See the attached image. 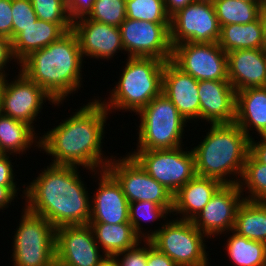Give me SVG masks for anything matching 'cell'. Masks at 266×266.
<instances>
[{
	"instance_id": "1",
	"label": "cell",
	"mask_w": 266,
	"mask_h": 266,
	"mask_svg": "<svg viewBox=\"0 0 266 266\" xmlns=\"http://www.w3.org/2000/svg\"><path fill=\"white\" fill-rule=\"evenodd\" d=\"M91 101L40 137L39 149L52 156L50 164L82 166L93 173L106 170L112 158L103 156L102 139L110 113L99 97Z\"/></svg>"
},
{
	"instance_id": "2",
	"label": "cell",
	"mask_w": 266,
	"mask_h": 266,
	"mask_svg": "<svg viewBox=\"0 0 266 266\" xmlns=\"http://www.w3.org/2000/svg\"><path fill=\"white\" fill-rule=\"evenodd\" d=\"M46 168L24 188L25 207L56 229L89 224L91 197L78 167L50 164Z\"/></svg>"
},
{
	"instance_id": "3",
	"label": "cell",
	"mask_w": 266,
	"mask_h": 266,
	"mask_svg": "<svg viewBox=\"0 0 266 266\" xmlns=\"http://www.w3.org/2000/svg\"><path fill=\"white\" fill-rule=\"evenodd\" d=\"M83 55L77 36L70 30L47 47L34 51L20 63L26 77L43 88L56 102L80 89Z\"/></svg>"
},
{
	"instance_id": "4",
	"label": "cell",
	"mask_w": 266,
	"mask_h": 266,
	"mask_svg": "<svg viewBox=\"0 0 266 266\" xmlns=\"http://www.w3.org/2000/svg\"><path fill=\"white\" fill-rule=\"evenodd\" d=\"M208 130L200 144L192 149L196 175L222 184H238L249 153L250 138L236 123L211 124Z\"/></svg>"
},
{
	"instance_id": "5",
	"label": "cell",
	"mask_w": 266,
	"mask_h": 266,
	"mask_svg": "<svg viewBox=\"0 0 266 266\" xmlns=\"http://www.w3.org/2000/svg\"><path fill=\"white\" fill-rule=\"evenodd\" d=\"M123 73L110 97L100 100L108 112L119 110L138 113L162 93V76L166 61L154 57H127ZM112 109V110H111Z\"/></svg>"
},
{
	"instance_id": "6",
	"label": "cell",
	"mask_w": 266,
	"mask_h": 266,
	"mask_svg": "<svg viewBox=\"0 0 266 266\" xmlns=\"http://www.w3.org/2000/svg\"><path fill=\"white\" fill-rule=\"evenodd\" d=\"M136 115H139L141 122L138 126L136 150H163L184 146L182 138L187 122L164 94L152 99Z\"/></svg>"
},
{
	"instance_id": "7",
	"label": "cell",
	"mask_w": 266,
	"mask_h": 266,
	"mask_svg": "<svg viewBox=\"0 0 266 266\" xmlns=\"http://www.w3.org/2000/svg\"><path fill=\"white\" fill-rule=\"evenodd\" d=\"M13 237V266H55L56 228L26 207Z\"/></svg>"
},
{
	"instance_id": "8",
	"label": "cell",
	"mask_w": 266,
	"mask_h": 266,
	"mask_svg": "<svg viewBox=\"0 0 266 266\" xmlns=\"http://www.w3.org/2000/svg\"><path fill=\"white\" fill-rule=\"evenodd\" d=\"M167 220L156 230L145 232V240L166 254L178 266H209L205 235L191 220ZM169 221V222H168Z\"/></svg>"
},
{
	"instance_id": "9",
	"label": "cell",
	"mask_w": 266,
	"mask_h": 266,
	"mask_svg": "<svg viewBox=\"0 0 266 266\" xmlns=\"http://www.w3.org/2000/svg\"><path fill=\"white\" fill-rule=\"evenodd\" d=\"M181 147L163 150H135L128 153L158 183L173 195L195 175V157Z\"/></svg>"
},
{
	"instance_id": "10",
	"label": "cell",
	"mask_w": 266,
	"mask_h": 266,
	"mask_svg": "<svg viewBox=\"0 0 266 266\" xmlns=\"http://www.w3.org/2000/svg\"><path fill=\"white\" fill-rule=\"evenodd\" d=\"M110 157L106 170L121 185L129 203L147 200L159 206H173V194L152 178L132 156L126 154L118 160Z\"/></svg>"
},
{
	"instance_id": "11",
	"label": "cell",
	"mask_w": 266,
	"mask_h": 266,
	"mask_svg": "<svg viewBox=\"0 0 266 266\" xmlns=\"http://www.w3.org/2000/svg\"><path fill=\"white\" fill-rule=\"evenodd\" d=\"M220 26L211 0H196L170 17L172 47L184 42H218Z\"/></svg>"
},
{
	"instance_id": "12",
	"label": "cell",
	"mask_w": 266,
	"mask_h": 266,
	"mask_svg": "<svg viewBox=\"0 0 266 266\" xmlns=\"http://www.w3.org/2000/svg\"><path fill=\"white\" fill-rule=\"evenodd\" d=\"M171 61L198 81L228 80L227 53L217 42L174 45Z\"/></svg>"
},
{
	"instance_id": "13",
	"label": "cell",
	"mask_w": 266,
	"mask_h": 266,
	"mask_svg": "<svg viewBox=\"0 0 266 266\" xmlns=\"http://www.w3.org/2000/svg\"><path fill=\"white\" fill-rule=\"evenodd\" d=\"M15 80L0 79L2 85V114L13 119L27 123L34 127L36 117L43 109L44 102L50 101L54 106L56 102L43 88L26 77L21 71ZM45 100V101H44Z\"/></svg>"
},
{
	"instance_id": "14",
	"label": "cell",
	"mask_w": 266,
	"mask_h": 266,
	"mask_svg": "<svg viewBox=\"0 0 266 266\" xmlns=\"http://www.w3.org/2000/svg\"><path fill=\"white\" fill-rule=\"evenodd\" d=\"M122 44L128 57L172 58L170 23H153L126 18L120 25Z\"/></svg>"
},
{
	"instance_id": "15",
	"label": "cell",
	"mask_w": 266,
	"mask_h": 266,
	"mask_svg": "<svg viewBox=\"0 0 266 266\" xmlns=\"http://www.w3.org/2000/svg\"><path fill=\"white\" fill-rule=\"evenodd\" d=\"M55 249L57 266H100L107 257L100 254L89 224L57 228Z\"/></svg>"
},
{
	"instance_id": "16",
	"label": "cell",
	"mask_w": 266,
	"mask_h": 266,
	"mask_svg": "<svg viewBox=\"0 0 266 266\" xmlns=\"http://www.w3.org/2000/svg\"><path fill=\"white\" fill-rule=\"evenodd\" d=\"M243 200L239 184H223L192 222L207 239L226 234L233 230L236 212Z\"/></svg>"
},
{
	"instance_id": "17",
	"label": "cell",
	"mask_w": 266,
	"mask_h": 266,
	"mask_svg": "<svg viewBox=\"0 0 266 266\" xmlns=\"http://www.w3.org/2000/svg\"><path fill=\"white\" fill-rule=\"evenodd\" d=\"M72 31L77 36L83 58L110 60L124 50L119 27L82 17L72 22Z\"/></svg>"
},
{
	"instance_id": "18",
	"label": "cell",
	"mask_w": 266,
	"mask_h": 266,
	"mask_svg": "<svg viewBox=\"0 0 266 266\" xmlns=\"http://www.w3.org/2000/svg\"><path fill=\"white\" fill-rule=\"evenodd\" d=\"M95 174H98L96 180L99 181L94 196H91L89 223H130L129 202L121 185L107 170L97 171L94 176Z\"/></svg>"
},
{
	"instance_id": "19",
	"label": "cell",
	"mask_w": 266,
	"mask_h": 266,
	"mask_svg": "<svg viewBox=\"0 0 266 266\" xmlns=\"http://www.w3.org/2000/svg\"><path fill=\"white\" fill-rule=\"evenodd\" d=\"M162 94L175 105L186 122L200 119L198 80L183 72L171 60L164 64Z\"/></svg>"
},
{
	"instance_id": "20",
	"label": "cell",
	"mask_w": 266,
	"mask_h": 266,
	"mask_svg": "<svg viewBox=\"0 0 266 266\" xmlns=\"http://www.w3.org/2000/svg\"><path fill=\"white\" fill-rule=\"evenodd\" d=\"M200 119L211 124L235 121L236 91L229 80L198 81Z\"/></svg>"
},
{
	"instance_id": "21",
	"label": "cell",
	"mask_w": 266,
	"mask_h": 266,
	"mask_svg": "<svg viewBox=\"0 0 266 266\" xmlns=\"http://www.w3.org/2000/svg\"><path fill=\"white\" fill-rule=\"evenodd\" d=\"M228 80L236 92L266 87V52L239 49L227 53Z\"/></svg>"
},
{
	"instance_id": "22",
	"label": "cell",
	"mask_w": 266,
	"mask_h": 266,
	"mask_svg": "<svg viewBox=\"0 0 266 266\" xmlns=\"http://www.w3.org/2000/svg\"><path fill=\"white\" fill-rule=\"evenodd\" d=\"M222 185L218 180L195 175L173 195L172 214L192 221Z\"/></svg>"
},
{
	"instance_id": "23",
	"label": "cell",
	"mask_w": 266,
	"mask_h": 266,
	"mask_svg": "<svg viewBox=\"0 0 266 266\" xmlns=\"http://www.w3.org/2000/svg\"><path fill=\"white\" fill-rule=\"evenodd\" d=\"M249 137L251 128L266 136V87L248 88L236 92L235 121ZM251 134V136H250Z\"/></svg>"
},
{
	"instance_id": "24",
	"label": "cell",
	"mask_w": 266,
	"mask_h": 266,
	"mask_svg": "<svg viewBox=\"0 0 266 266\" xmlns=\"http://www.w3.org/2000/svg\"><path fill=\"white\" fill-rule=\"evenodd\" d=\"M70 30H72V23H50L40 19L23 28V31L12 41L13 55L18 66L29 54L47 47Z\"/></svg>"
},
{
	"instance_id": "25",
	"label": "cell",
	"mask_w": 266,
	"mask_h": 266,
	"mask_svg": "<svg viewBox=\"0 0 266 266\" xmlns=\"http://www.w3.org/2000/svg\"><path fill=\"white\" fill-rule=\"evenodd\" d=\"M89 226L93 231L96 243L106 256L113 257L143 241L135 233L131 223H89Z\"/></svg>"
},
{
	"instance_id": "26",
	"label": "cell",
	"mask_w": 266,
	"mask_h": 266,
	"mask_svg": "<svg viewBox=\"0 0 266 266\" xmlns=\"http://www.w3.org/2000/svg\"><path fill=\"white\" fill-rule=\"evenodd\" d=\"M33 144L40 148V136H37L32 126L0 115V154H24Z\"/></svg>"
},
{
	"instance_id": "27",
	"label": "cell",
	"mask_w": 266,
	"mask_h": 266,
	"mask_svg": "<svg viewBox=\"0 0 266 266\" xmlns=\"http://www.w3.org/2000/svg\"><path fill=\"white\" fill-rule=\"evenodd\" d=\"M261 16L247 24H229L220 27L218 44L226 53L239 49H263Z\"/></svg>"
},
{
	"instance_id": "28",
	"label": "cell",
	"mask_w": 266,
	"mask_h": 266,
	"mask_svg": "<svg viewBox=\"0 0 266 266\" xmlns=\"http://www.w3.org/2000/svg\"><path fill=\"white\" fill-rule=\"evenodd\" d=\"M232 231L266 244V202L244 199L237 209Z\"/></svg>"
},
{
	"instance_id": "29",
	"label": "cell",
	"mask_w": 266,
	"mask_h": 266,
	"mask_svg": "<svg viewBox=\"0 0 266 266\" xmlns=\"http://www.w3.org/2000/svg\"><path fill=\"white\" fill-rule=\"evenodd\" d=\"M225 243L229 260L236 266H266V244L230 231Z\"/></svg>"
},
{
	"instance_id": "30",
	"label": "cell",
	"mask_w": 266,
	"mask_h": 266,
	"mask_svg": "<svg viewBox=\"0 0 266 266\" xmlns=\"http://www.w3.org/2000/svg\"><path fill=\"white\" fill-rule=\"evenodd\" d=\"M219 26L247 24L261 16L263 7L258 3L242 0H211Z\"/></svg>"
},
{
	"instance_id": "31",
	"label": "cell",
	"mask_w": 266,
	"mask_h": 266,
	"mask_svg": "<svg viewBox=\"0 0 266 266\" xmlns=\"http://www.w3.org/2000/svg\"><path fill=\"white\" fill-rule=\"evenodd\" d=\"M238 184L243 196L245 192L243 197L245 200L266 202V165L258 162L248 153ZM246 193L249 195L247 196Z\"/></svg>"
},
{
	"instance_id": "32",
	"label": "cell",
	"mask_w": 266,
	"mask_h": 266,
	"mask_svg": "<svg viewBox=\"0 0 266 266\" xmlns=\"http://www.w3.org/2000/svg\"><path fill=\"white\" fill-rule=\"evenodd\" d=\"M173 206H159L151 201H135L129 203V222L133 226L135 233L145 240V233L142 231L141 222H151L154 220H165L168 214L172 215ZM141 221V222H140Z\"/></svg>"
},
{
	"instance_id": "33",
	"label": "cell",
	"mask_w": 266,
	"mask_h": 266,
	"mask_svg": "<svg viewBox=\"0 0 266 266\" xmlns=\"http://www.w3.org/2000/svg\"><path fill=\"white\" fill-rule=\"evenodd\" d=\"M126 18L153 23H170L164 0H126Z\"/></svg>"
},
{
	"instance_id": "34",
	"label": "cell",
	"mask_w": 266,
	"mask_h": 266,
	"mask_svg": "<svg viewBox=\"0 0 266 266\" xmlns=\"http://www.w3.org/2000/svg\"><path fill=\"white\" fill-rule=\"evenodd\" d=\"M87 18L120 27L126 19V0H95Z\"/></svg>"
},
{
	"instance_id": "35",
	"label": "cell",
	"mask_w": 266,
	"mask_h": 266,
	"mask_svg": "<svg viewBox=\"0 0 266 266\" xmlns=\"http://www.w3.org/2000/svg\"><path fill=\"white\" fill-rule=\"evenodd\" d=\"M34 11L40 20L50 23H72L67 0H31Z\"/></svg>"
},
{
	"instance_id": "36",
	"label": "cell",
	"mask_w": 266,
	"mask_h": 266,
	"mask_svg": "<svg viewBox=\"0 0 266 266\" xmlns=\"http://www.w3.org/2000/svg\"><path fill=\"white\" fill-rule=\"evenodd\" d=\"M13 40L28 27L38 20L31 0H12Z\"/></svg>"
},
{
	"instance_id": "37",
	"label": "cell",
	"mask_w": 266,
	"mask_h": 266,
	"mask_svg": "<svg viewBox=\"0 0 266 266\" xmlns=\"http://www.w3.org/2000/svg\"><path fill=\"white\" fill-rule=\"evenodd\" d=\"M141 243L113 256L119 266H147V240H143L144 246L140 247Z\"/></svg>"
},
{
	"instance_id": "38",
	"label": "cell",
	"mask_w": 266,
	"mask_h": 266,
	"mask_svg": "<svg viewBox=\"0 0 266 266\" xmlns=\"http://www.w3.org/2000/svg\"><path fill=\"white\" fill-rule=\"evenodd\" d=\"M0 35L13 41L12 0H0Z\"/></svg>"
},
{
	"instance_id": "39",
	"label": "cell",
	"mask_w": 266,
	"mask_h": 266,
	"mask_svg": "<svg viewBox=\"0 0 266 266\" xmlns=\"http://www.w3.org/2000/svg\"><path fill=\"white\" fill-rule=\"evenodd\" d=\"M95 0H67V11L72 22L87 17L93 9Z\"/></svg>"
},
{
	"instance_id": "40",
	"label": "cell",
	"mask_w": 266,
	"mask_h": 266,
	"mask_svg": "<svg viewBox=\"0 0 266 266\" xmlns=\"http://www.w3.org/2000/svg\"><path fill=\"white\" fill-rule=\"evenodd\" d=\"M10 154H0V186L17 187L13 163H11Z\"/></svg>"
},
{
	"instance_id": "41",
	"label": "cell",
	"mask_w": 266,
	"mask_h": 266,
	"mask_svg": "<svg viewBox=\"0 0 266 266\" xmlns=\"http://www.w3.org/2000/svg\"><path fill=\"white\" fill-rule=\"evenodd\" d=\"M13 59L14 62H17L13 55L12 40H10L8 37L0 35V79L8 76L7 72L5 71L8 69L6 68V65Z\"/></svg>"
},
{
	"instance_id": "42",
	"label": "cell",
	"mask_w": 266,
	"mask_h": 266,
	"mask_svg": "<svg viewBox=\"0 0 266 266\" xmlns=\"http://www.w3.org/2000/svg\"><path fill=\"white\" fill-rule=\"evenodd\" d=\"M147 266H178L166 254L158 250L147 240Z\"/></svg>"
},
{
	"instance_id": "43",
	"label": "cell",
	"mask_w": 266,
	"mask_h": 266,
	"mask_svg": "<svg viewBox=\"0 0 266 266\" xmlns=\"http://www.w3.org/2000/svg\"><path fill=\"white\" fill-rule=\"evenodd\" d=\"M249 153L258 162L266 165V136H260V141L258 142L251 137L249 142Z\"/></svg>"
},
{
	"instance_id": "44",
	"label": "cell",
	"mask_w": 266,
	"mask_h": 266,
	"mask_svg": "<svg viewBox=\"0 0 266 266\" xmlns=\"http://www.w3.org/2000/svg\"><path fill=\"white\" fill-rule=\"evenodd\" d=\"M18 187L0 186V211L9 207L12 200L18 196Z\"/></svg>"
},
{
	"instance_id": "45",
	"label": "cell",
	"mask_w": 266,
	"mask_h": 266,
	"mask_svg": "<svg viewBox=\"0 0 266 266\" xmlns=\"http://www.w3.org/2000/svg\"><path fill=\"white\" fill-rule=\"evenodd\" d=\"M196 0H164L165 9L167 14L171 17L177 11L185 8Z\"/></svg>"
},
{
	"instance_id": "46",
	"label": "cell",
	"mask_w": 266,
	"mask_h": 266,
	"mask_svg": "<svg viewBox=\"0 0 266 266\" xmlns=\"http://www.w3.org/2000/svg\"><path fill=\"white\" fill-rule=\"evenodd\" d=\"M261 21L263 25V50L266 52V10L263 8L261 12Z\"/></svg>"
},
{
	"instance_id": "47",
	"label": "cell",
	"mask_w": 266,
	"mask_h": 266,
	"mask_svg": "<svg viewBox=\"0 0 266 266\" xmlns=\"http://www.w3.org/2000/svg\"><path fill=\"white\" fill-rule=\"evenodd\" d=\"M100 266H119V264L117 263V261L115 260L114 257L107 256L102 261V263L100 264Z\"/></svg>"
},
{
	"instance_id": "48",
	"label": "cell",
	"mask_w": 266,
	"mask_h": 266,
	"mask_svg": "<svg viewBox=\"0 0 266 266\" xmlns=\"http://www.w3.org/2000/svg\"><path fill=\"white\" fill-rule=\"evenodd\" d=\"M242 1H247V2H252V3H258L262 7L264 6V1L263 0H242Z\"/></svg>"
},
{
	"instance_id": "49",
	"label": "cell",
	"mask_w": 266,
	"mask_h": 266,
	"mask_svg": "<svg viewBox=\"0 0 266 266\" xmlns=\"http://www.w3.org/2000/svg\"><path fill=\"white\" fill-rule=\"evenodd\" d=\"M0 115H2V85L0 81Z\"/></svg>"
},
{
	"instance_id": "50",
	"label": "cell",
	"mask_w": 266,
	"mask_h": 266,
	"mask_svg": "<svg viewBox=\"0 0 266 266\" xmlns=\"http://www.w3.org/2000/svg\"><path fill=\"white\" fill-rule=\"evenodd\" d=\"M263 8L266 10V2L264 3V6H263Z\"/></svg>"
}]
</instances>
